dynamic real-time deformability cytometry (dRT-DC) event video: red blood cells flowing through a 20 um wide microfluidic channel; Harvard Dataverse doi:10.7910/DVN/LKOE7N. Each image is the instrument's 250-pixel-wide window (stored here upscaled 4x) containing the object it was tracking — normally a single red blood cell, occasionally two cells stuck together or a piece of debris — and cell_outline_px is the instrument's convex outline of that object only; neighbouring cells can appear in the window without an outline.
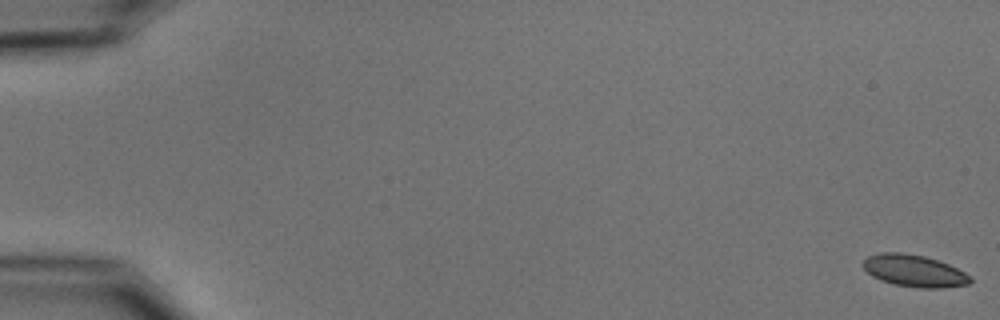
{"species": "common noctule bat (a hibernating species)", "species_latin": "Nyctalus noctula", "temperature_condition": "cold", "stored_images_in_passage": 15, "camera_frame_rate_fps": 3000, "um_per_image_px": 0.085, "animal": {"sex": "male", "body_mass_g": 15.6}, "frame": {"image": 1, "passage_image": 1, "time_ms": 0.0, "image_size_px": [1000, 320], "cell_outline_px": [[972, 280], [968, 284], [940, 288], [916, 288], [892, 284], [880, 280], [872, 276], [860, 264], [868, 256], [880, 252], [904, 252], [924, 256], [948, 264], [972, 276]], "centroid_in_image_um": [77.68, 23.02], "position_along_channel_um": 7.3, "area_um2": 20.11}}
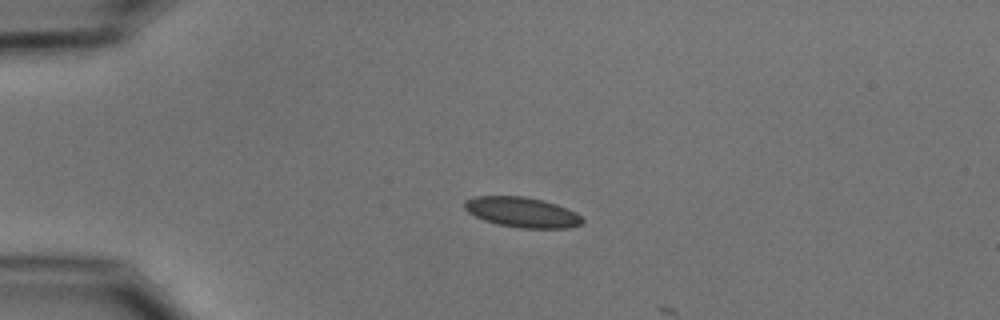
{"frame": {"image": 2, "passage_image": 14, "time_ms": 4.333, "image_size_px": [1000, 320], "cell_outline_px": [[584, 220], [580, 224], [572, 228], [520, 228], [496, 224], [484, 220], [468, 212], [464, 208], [464, 200], [472, 196], [524, 196], [544, 200], [556, 204], [576, 212]], "centroid_in_image_um": [44.36, 18.03], "position_along_channel_um": 40.6, "area_um2": 20.87}}